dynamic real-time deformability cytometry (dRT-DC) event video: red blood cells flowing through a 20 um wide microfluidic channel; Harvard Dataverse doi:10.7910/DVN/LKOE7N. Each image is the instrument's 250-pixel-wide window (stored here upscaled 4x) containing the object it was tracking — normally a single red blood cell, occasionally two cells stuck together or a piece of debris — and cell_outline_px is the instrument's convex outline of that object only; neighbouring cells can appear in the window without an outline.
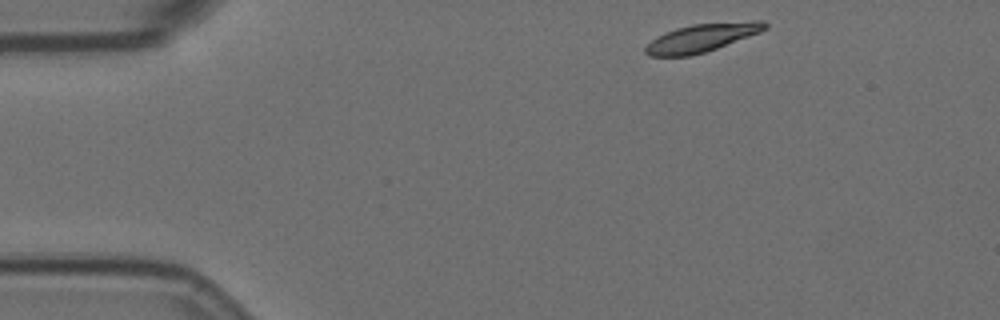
{"species": "Egyptian fruit bat (a non-hibernating species)", "species_latin": "Rousettus aegyptiacus", "temperature_condition": "room temperature", "stored_images_in_passage": 6, "camera_frame_rate_fps": 3000, "um_per_image_px": 0.085, "animal": {"sex": "female"}, "frame": {"image": 1, "passage_image": 1, "time_ms": 0.0, "image_size_px": [1000, 320], "cell_outline_px": [[768, 28], [760, 32], [716, 48], [704, 52], [688, 56], [648, 56], [644, 52], [644, 48], [656, 36], [664, 32], [676, 28], [692, 24], [752, 20], [764, 20], [768, 24]], "centroid_in_image_um": [59.66, 3.19], "position_along_channel_um": 25.3, "area_um2": 19.65}}
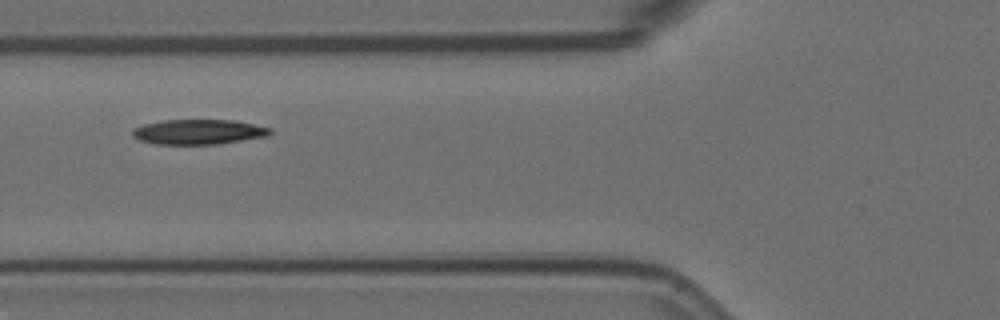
{"frame": {"image": 2, "passage_image": 5, "time_ms": 1.333, "image_size_px": [1000, 320], "cell_outline_px": [[272, 132], [268, 136], [216, 144], [156, 144], [140, 140], [132, 136], [132, 128], [144, 124], [164, 120], [236, 120], [272, 128]], "centroid_in_image_um": [16.88, 11.2], "position_along_channel_um": 108.9, "area_um2": 20.06}}
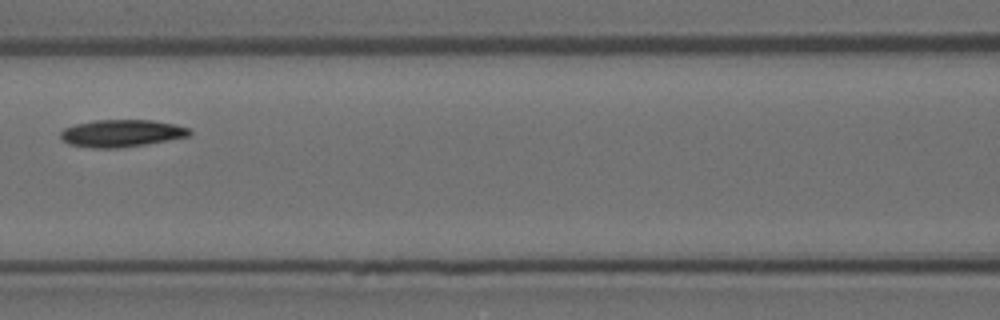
{"frame": {"image": 3, "passage_image": 6, "time_ms": 1.667, "image_size_px": [1000, 320], "cell_outline_px": [[192, 132], [188, 136], [168, 140], [120, 148], [92, 148], [68, 144], [60, 136], [60, 132], [64, 128], [76, 124], [92, 120], [152, 120], [176, 124], [192, 128]], "centroid_in_image_um": [10.34, 11.32], "position_along_channel_um": 156.3, "area_um2": 20.58}}